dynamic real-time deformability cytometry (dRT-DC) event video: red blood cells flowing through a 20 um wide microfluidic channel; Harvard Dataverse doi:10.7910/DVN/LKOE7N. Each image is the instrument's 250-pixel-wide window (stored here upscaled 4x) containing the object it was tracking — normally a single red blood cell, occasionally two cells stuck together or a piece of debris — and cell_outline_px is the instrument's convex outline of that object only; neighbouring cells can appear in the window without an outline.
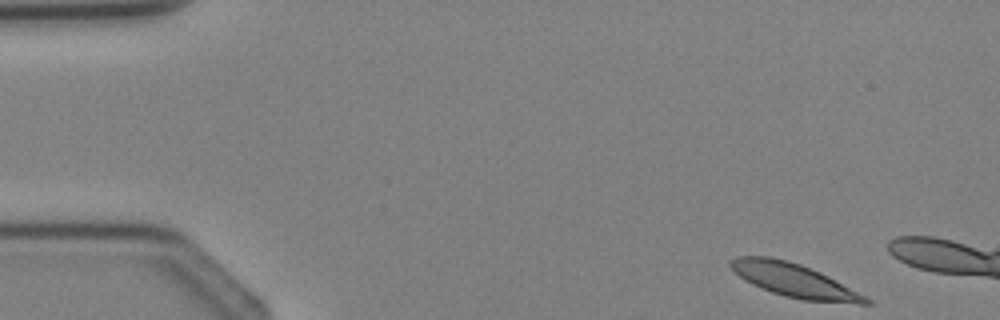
{"species": "Egyptian fruit bat (a non-hibernating species)", "species_latin": "Rousettus aegyptiacus", "temperature_condition": "cold", "stored_images_in_passage": 3, "camera_frame_rate_fps": 3000, "um_per_image_px": 0.085, "animal": {"sex": "female"}, "frame": {"image": 1, "passage_image": 1, "time_ms": 0.0, "image_size_px": [1000, 320], "cell_outline_px": [[872, 304], [860, 304], [804, 300], [784, 296], [772, 292], [752, 284], [740, 276], [728, 264], [736, 256], [768, 256], [788, 260], [800, 264], [820, 272], [828, 276], [872, 300]], "centroid_in_image_um": [67.51, 23.83], "position_along_channel_um": 17.5, "area_um2": 26.07}}